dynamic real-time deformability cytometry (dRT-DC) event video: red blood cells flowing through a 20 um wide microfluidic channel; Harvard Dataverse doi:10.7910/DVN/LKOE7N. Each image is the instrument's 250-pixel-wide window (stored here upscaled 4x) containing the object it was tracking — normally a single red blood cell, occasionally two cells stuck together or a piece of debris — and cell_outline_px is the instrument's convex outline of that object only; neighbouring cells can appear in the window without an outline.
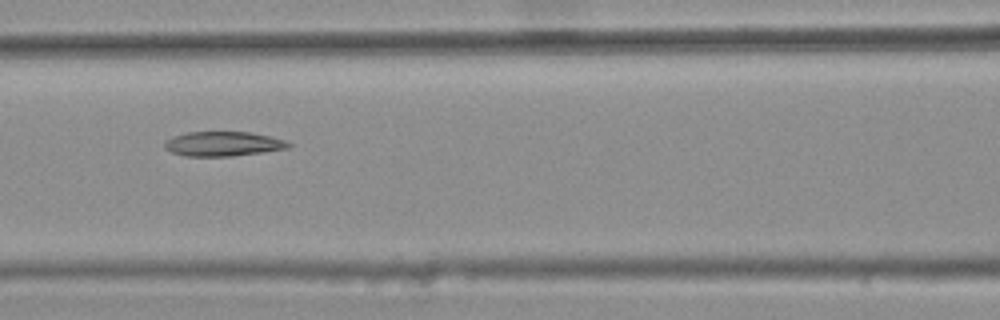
{"species": "common noctule bat (a hibernating species)", "species_latin": "Nyctalus noctula", "temperature_condition": "warm", "stored_images_in_passage": 5, "camera_frame_rate_fps": 3000, "um_per_image_px": 0.085, "animal": {"sex": "female", "body_mass_g": 25.1}, "frame": {"image": 1, "passage_image": 4, "time_ms": 1.0, "image_size_px": [1000, 320], "cell_outline_px": [[292, 144], [288, 148], [232, 156], [184, 156], [172, 152], [164, 148], [164, 140], [172, 136], [188, 132], [248, 132], [268, 136], [284, 140]], "centroid_in_image_um": [18.9, 12.22], "position_along_channel_um": 147.7, "area_um2": 17.63}}
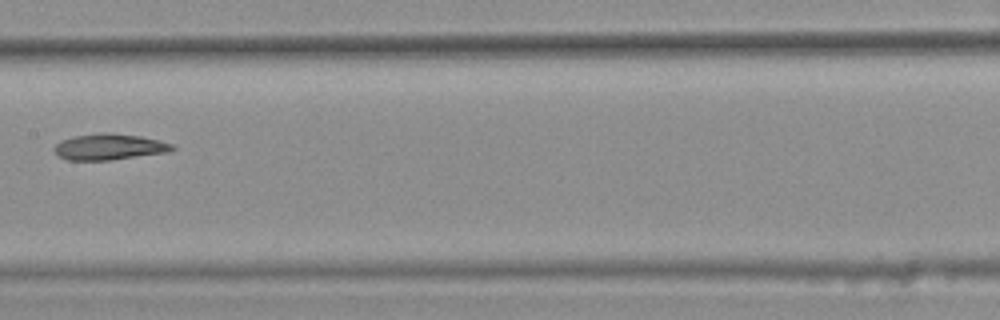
{"frame": {"image": 2, "passage_image": 5, "time_ms": 1.333, "image_size_px": [1000, 320], "cell_outline_px": [[176, 148], [168, 152], [108, 160], [68, 160], [60, 156], [52, 148], [60, 140], [76, 136], [100, 132], [112, 132], [140, 136], [160, 140], [172, 144]], "centroid_in_image_um": [9.29, 12.47], "position_along_channel_um": 198.1, "area_um2": 17.92}}